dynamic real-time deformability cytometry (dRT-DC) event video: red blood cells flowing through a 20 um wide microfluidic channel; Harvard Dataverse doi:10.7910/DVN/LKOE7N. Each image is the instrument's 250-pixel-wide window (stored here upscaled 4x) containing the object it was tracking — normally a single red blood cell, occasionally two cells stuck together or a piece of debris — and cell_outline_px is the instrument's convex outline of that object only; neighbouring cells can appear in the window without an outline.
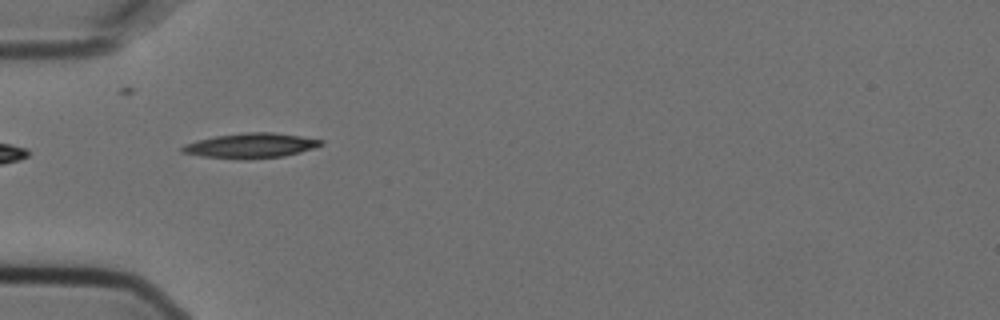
{"species": "Egyptian fruit bat (a non-hibernating species)", "species_latin": "Rousettus aegyptiacus", "temperature_condition": "cold", "stored_images_in_passage": 3, "camera_frame_rate_fps": 3000, "um_per_image_px": 0.085, "animal": {"sex": "female"}, "frame": {"image": 1, "passage_image": 2, "time_ms": 0.333, "image_size_px": [1000, 320], "cell_outline_px": [[324, 144], [316, 148], [284, 156], [244, 160], [200, 156], [180, 152], [180, 148], [184, 144], [196, 140], [216, 136], [244, 132], [272, 132], [300, 136], [324, 140]], "centroid_in_image_um": [21.31, 12.38], "position_along_channel_um": 63.7, "area_um2": 20.4}}
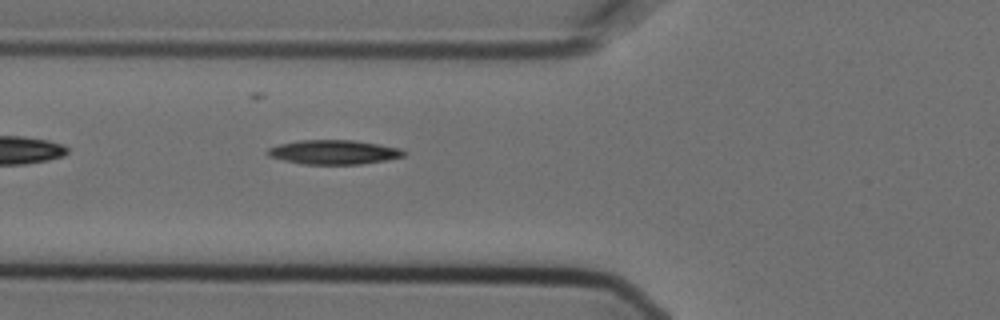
{"frame": {"image": 2, "passage_image": 3, "time_ms": 0.667, "image_size_px": [1000, 320], "cell_outline_px": [[404, 156], [388, 160], [360, 164], [304, 164], [284, 160], [268, 156], [264, 152], [268, 148], [280, 144], [300, 140], [352, 140], [400, 148], [404, 152]], "centroid_in_image_um": [28.33, 12.93], "position_along_channel_um": 97.5, "area_um2": 19.13}}